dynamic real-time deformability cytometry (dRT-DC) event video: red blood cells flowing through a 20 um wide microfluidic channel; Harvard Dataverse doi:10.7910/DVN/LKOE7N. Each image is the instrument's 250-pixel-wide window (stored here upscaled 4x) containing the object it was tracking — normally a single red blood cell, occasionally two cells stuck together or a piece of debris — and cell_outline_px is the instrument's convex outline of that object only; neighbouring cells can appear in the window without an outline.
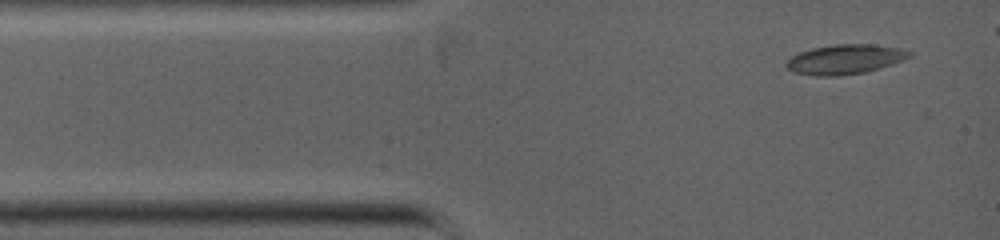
{"species": "common noctule bat (a hibernating species)", "species_latin": "Nyctalus noctula", "temperature_condition": "warm", "stored_images_in_passage": 3, "camera_frame_rate_fps": 5000, "um_per_image_px": 0.085, "animal": {"sex": "female", "body_mass_g": 19.0, "forearm_length_mm": 53.3}, "frame": {"image": 1, "passage_image": 1, "time_ms": 0.0, "image_size_px": [1000, 240], "cell_outline_px": [[912, 56], [904, 60], [880, 68], [864, 72], [836, 76], [812, 76], [792, 72], [784, 64], [792, 56], [800, 52], [812, 48], [836, 44], [868, 44], [900, 48], [912, 52]], "centroid_in_image_um": [71.82, 5.05], "position_along_channel_um": 13.2, "area_um2": 21.27}}